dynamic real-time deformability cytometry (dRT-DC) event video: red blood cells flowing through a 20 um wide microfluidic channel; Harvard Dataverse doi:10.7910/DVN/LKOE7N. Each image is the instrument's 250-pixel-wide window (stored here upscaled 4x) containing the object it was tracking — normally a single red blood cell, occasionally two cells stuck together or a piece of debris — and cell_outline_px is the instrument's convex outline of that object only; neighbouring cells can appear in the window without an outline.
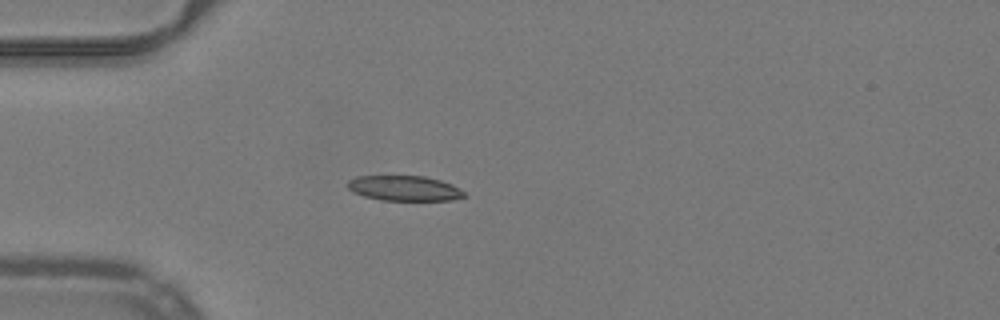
{"species": "common noctule bat (a hibernating species)", "species_latin": "Nyctalus noctula", "temperature_condition": "warm", "stored_images_in_passage": 38, "camera_frame_rate_fps": 3000, "um_per_image_px": 0.085, "animal": {"sex": "male", "body_mass_g": 19.2, "forearm_length_mm": 51.8}, "frame": {"image": 1, "passage_image": 1, "time_ms": 0.0, "image_size_px": [1000, 320], "cell_outline_px": [[468, 196], [452, 200], [380, 200], [364, 196], [352, 192], [348, 188], [348, 180], [356, 176], [424, 176], [440, 180], [452, 184], [460, 188]], "centroid_in_image_um": [34.38, 16.0], "position_along_channel_um": 50.6, "area_um2": 17.17}}
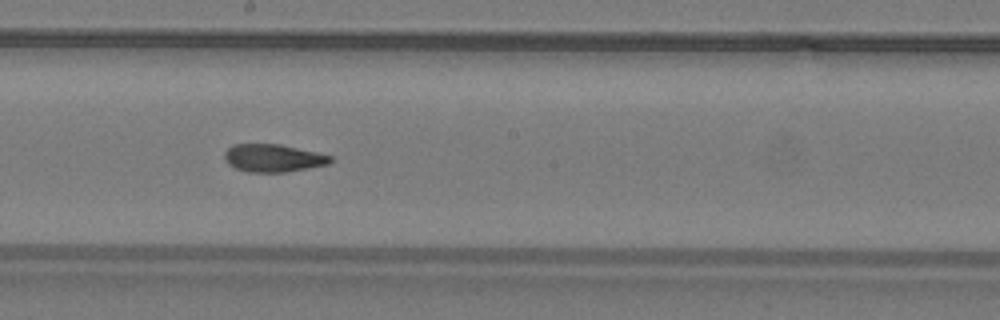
{"frame": {"image": 2, "passage_image": 15, "time_ms": 4.667, "image_size_px": [1000, 320], "cell_outline_px": [[332, 160], [328, 164], [308, 168], [284, 172], [248, 172], [236, 168], [228, 164], [224, 160], [224, 152], [232, 144], [280, 144], [316, 152], [332, 156]], "centroid_in_image_um": [23.19, 13.43], "position_along_channel_um": 225.0, "area_um2": 17.11}}
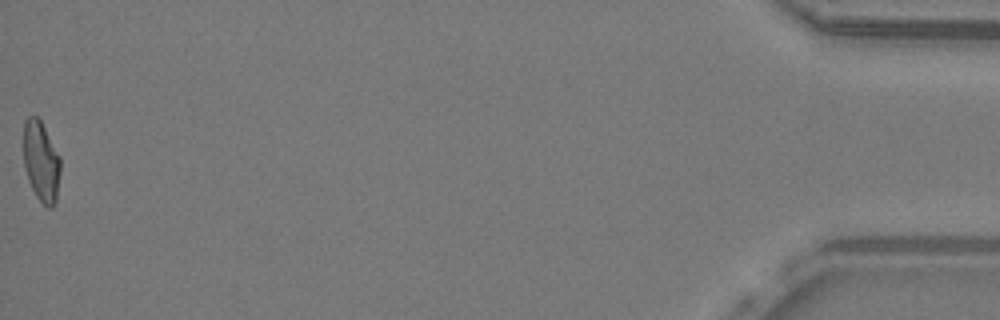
{"frame": {"image": 3, "passage_image": 38, "time_ms": 12.333, "image_size_px": [1000, 320], "cell_outline_px": [[60, 172], [56, 204], [52, 208], [48, 208], [36, 196], [28, 180], [24, 168], [24, 120], [28, 116], [36, 116], [40, 120], [60, 156]], "centroid_in_image_um": [3.5, 13.75], "position_along_channel_um": 431.7, "area_um2": 17.34}, "authors_computed_cell_mechanics": {"area_um2": 17.5134, "velocity_mm_per_s": 4.0173, "shape_relaxation_time_tau1_ms": 10.577, "shape_relaxation_time_tau2_ms": 3.723, "deformation_change_tau1": 0.272, "deformation_change_tau2": 0.0883}}